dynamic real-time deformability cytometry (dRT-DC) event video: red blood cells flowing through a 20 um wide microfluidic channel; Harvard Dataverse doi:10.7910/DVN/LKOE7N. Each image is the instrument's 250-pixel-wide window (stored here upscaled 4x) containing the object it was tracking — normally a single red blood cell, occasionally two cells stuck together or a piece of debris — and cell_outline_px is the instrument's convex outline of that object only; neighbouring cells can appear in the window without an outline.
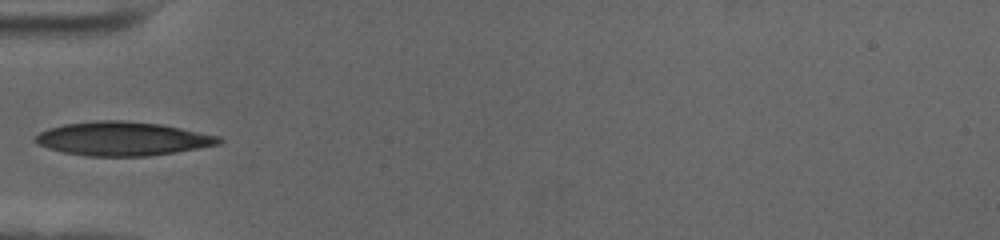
{"species": "human", "species_latin": "Homo sapiens", "temperature_condition": "cold", "stored_images_in_passage": 37, "camera_frame_rate_fps": 3000, "um_per_image_px": 0.085, "donor": {"sex": "female"}, "frame": {"image": 1, "passage_image": 1, "time_ms": 0.0, "image_size_px": [1000, 240], "cell_outline_px": [[224, 140], [220, 144], [176, 152], [148, 156], [88, 156], [64, 152], [48, 148], [40, 144], [36, 140], [36, 136], [40, 132], [48, 128], [64, 124], [96, 120], [120, 120], [160, 124], [220, 136]], "centroid_in_image_um": [10.45, 11.79], "position_along_channel_um": 74.6, "area_um2": 35.95}}
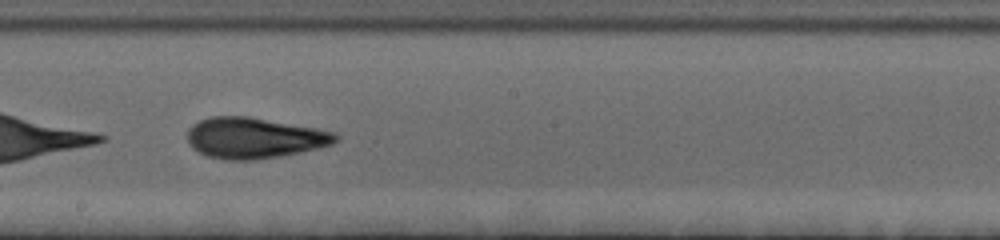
{"frame": {"image": 2, "passage_image": 14, "time_ms": 4.333, "image_size_px": [1000, 240], "cell_outline_px": [[340, 140], [332, 144], [300, 152], [280, 156], [256, 160], [228, 160], [208, 156], [192, 148], [188, 144], [188, 128], [192, 124], [200, 120], [212, 116], [248, 116], [316, 128], [336, 132], [340, 136]], "centroid_in_image_um": [21.62, 11.72], "position_along_channel_um": 226.6, "area_um2": 35.37}}
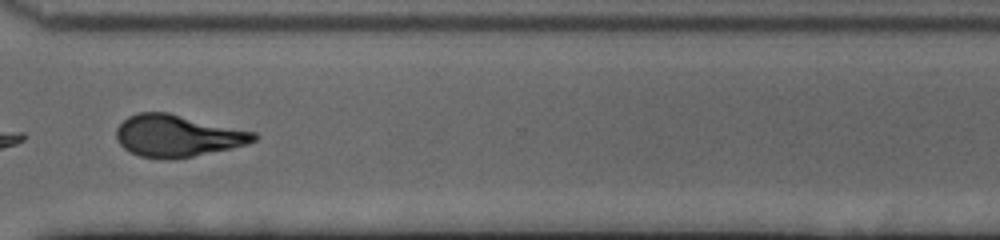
{"frame": {"image": 3, "passage_image": 25, "time_ms": 8.0, "image_size_px": [1000, 240], "cell_outline_px": [[256, 140], [248, 144], [192, 156], [168, 160], [164, 160], [140, 156], [128, 152], [116, 140], [116, 128], [128, 116], [140, 112], [168, 112], [256, 132]], "centroid_in_image_um": [15.05, 11.54], "position_along_channel_um": 355.6, "area_um2": 33.64}, "authors_computed_cell_mechanics": {"area_um2": 33.4662, "velocity_mm_per_s": 3.502, "shape_relaxation_time_tau1_ms": 6.9066, "shape_relaxation_time_tau2_ms": 1.9119, "deformation_change_tau1": 0.1823, "deformation_change_tau2": 0.0793}}